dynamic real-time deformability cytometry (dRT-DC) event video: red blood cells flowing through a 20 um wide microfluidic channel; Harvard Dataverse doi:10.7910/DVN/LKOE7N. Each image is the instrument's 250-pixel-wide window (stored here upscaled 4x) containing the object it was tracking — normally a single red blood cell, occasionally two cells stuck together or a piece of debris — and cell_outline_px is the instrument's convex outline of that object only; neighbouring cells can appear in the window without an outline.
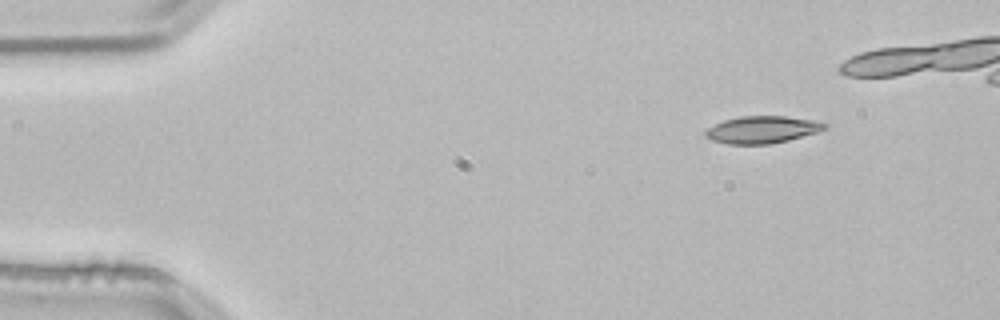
{"species": "common noctule bat (a hibernating species)", "species_latin": "Nyctalus noctula", "temperature_condition": "room temperature", "stored_images_in_passage": 38, "camera_frame_rate_fps": 3000, "um_per_image_px": 0.085, "animal": {"sex": "male", "body_mass_g": 21.5, "forearm_length_mm": 52.0}, "frame": {"image": 1, "passage_image": 1, "time_ms": 0.0, "image_size_px": [1000, 320], "cell_outline_px": [[828, 124], [824, 128], [816, 132], [788, 140], [768, 144], [728, 144], [712, 140], [704, 136], [704, 132], [708, 128], [724, 120], [740, 116], [784, 116], [812, 120]], "centroid_in_image_um": [64.73, 11.02], "position_along_channel_um": 20.3, "area_um2": 18.61}}
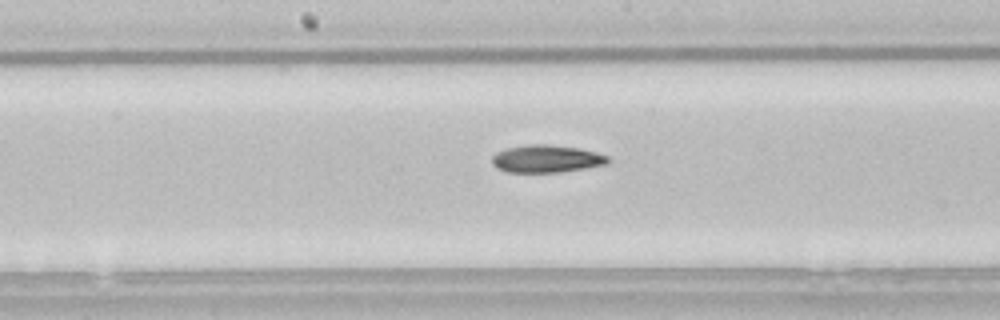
{"frame": {"image": 2, "passage_image": 22, "time_ms": 7.0, "image_size_px": [1000, 320], "cell_outline_px": [[612, 160], [608, 164], [560, 172], [508, 172], [496, 168], [492, 164], [492, 156], [496, 152], [508, 148], [528, 144], [548, 144], [580, 148], [596, 152], [608, 156]], "centroid_in_image_um": [46.47, 13.49], "position_along_channel_um": 201.7, "area_um2": 18.73}}
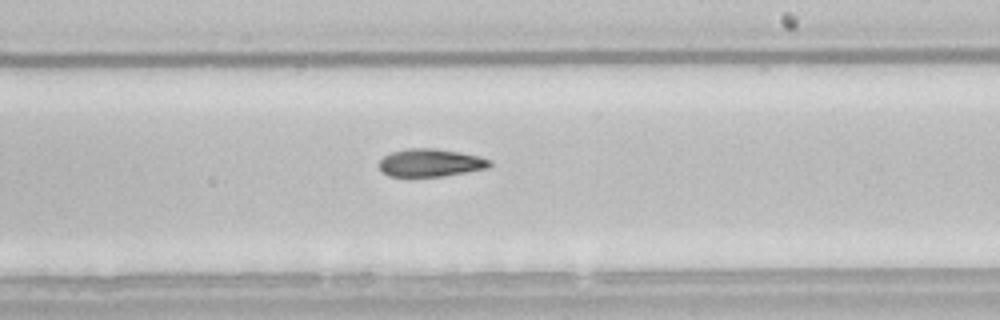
{"frame": {"image": 3, "passage_image": 26, "time_ms": 8.333, "image_size_px": [1000, 320], "cell_outline_px": [[492, 164], [488, 168], [440, 176], [388, 176], [380, 168], [380, 160], [384, 156], [392, 152], [408, 148], [436, 148], [460, 152], [492, 160]], "centroid_in_image_um": [36.6, 13.82], "position_along_channel_um": 252.4, "area_um2": 17.69}}